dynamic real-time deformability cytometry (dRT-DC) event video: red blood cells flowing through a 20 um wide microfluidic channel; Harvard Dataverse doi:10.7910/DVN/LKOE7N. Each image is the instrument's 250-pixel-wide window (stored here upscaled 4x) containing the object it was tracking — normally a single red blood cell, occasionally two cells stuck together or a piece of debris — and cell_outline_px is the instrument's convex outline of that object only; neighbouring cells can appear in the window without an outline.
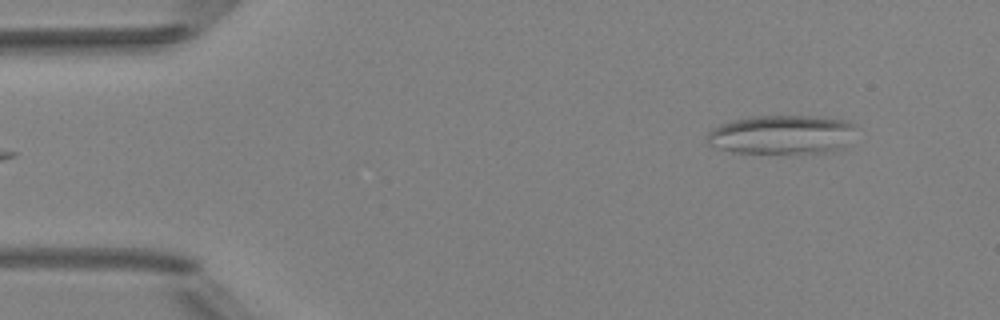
{"species": "Egyptian fruit bat (a non-hibernating species)", "species_latin": "Rousettus aegyptiacus", "temperature_condition": "room temperature", "stored_images_in_passage": 2, "camera_frame_rate_fps": 3000, "um_per_image_px": 0.085, "animal": {"sex": "female"}, "frame": {"image": 1, "passage_image": 2, "time_ms": 1.333, "image_size_px": [1000, 320], "cell_outline_px": [[856, 124], [844, 148], [824, 152], [732, 152], [708, 144], [708, 132], [712, 128], [720, 124], [732, 120], [748, 116], [812, 116], [844, 120]], "centroid_in_image_um": [66.42, 11.42], "position_along_channel_um": 18.6, "area_um2": 33.41}}